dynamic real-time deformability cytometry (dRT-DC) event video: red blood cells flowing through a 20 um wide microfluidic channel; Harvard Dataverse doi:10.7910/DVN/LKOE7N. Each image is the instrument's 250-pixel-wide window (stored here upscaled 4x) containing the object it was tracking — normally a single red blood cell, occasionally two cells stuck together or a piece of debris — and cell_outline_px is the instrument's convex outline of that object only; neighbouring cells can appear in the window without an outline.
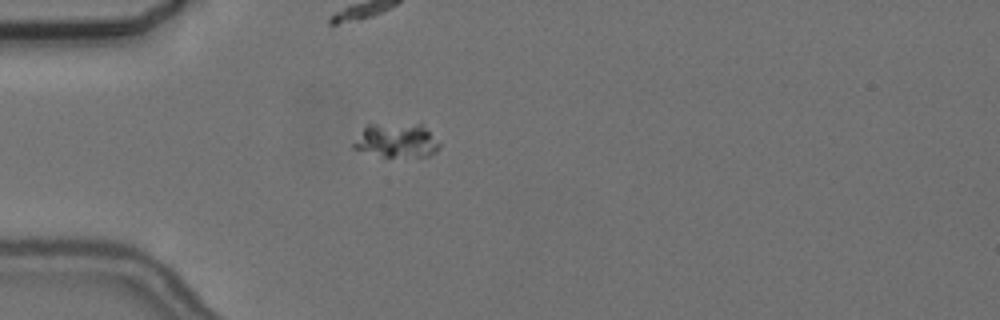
{"species": "common noctule bat (a hibernating species)", "species_latin": "Nyctalus noctula", "temperature_condition": "cold", "stored_images_in_passage": 41, "camera_frame_rate_fps": 3000, "um_per_image_px": 0.085, "animal": {"sex": "female", "body_mass_g": 24.6, "forearm_length_mm": 56.2}, "frame": {"image": 1, "passage_image": 1, "time_ms": 0.0, "image_size_px": [1000, 320], "cell_outline_px": [[440, 148], [436, 152], [428, 156], [380, 156], [352, 148], [352, 144], [364, 128], [368, 124], [420, 124], [440, 144]], "centroid_in_image_um": [33.69, 11.95], "position_along_channel_um": 51.3, "area_um2": 16.7}}
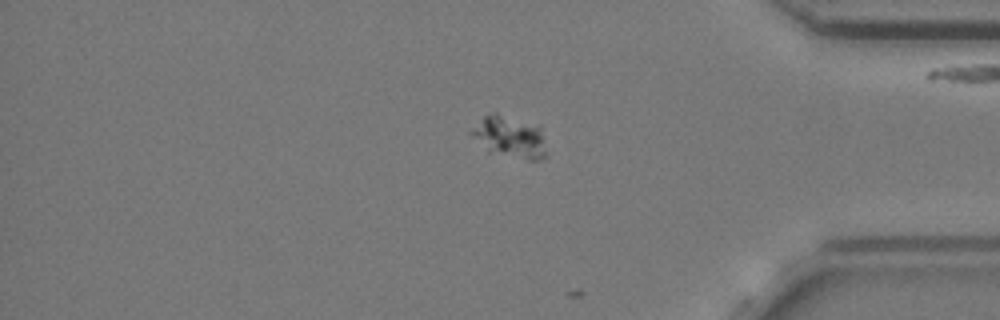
{"frame": {"image": 2, "passage_image": 32, "time_ms": 10.333, "image_size_px": [1000, 320], "cell_outline_px": [[548, 156], [540, 160], [528, 160], [488, 152], [468, 132], [484, 116], [492, 112], [496, 112], [540, 124]], "centroid_in_image_um": [43.37, 11.62], "position_along_channel_um": 391.8, "area_um2": 18.84}}